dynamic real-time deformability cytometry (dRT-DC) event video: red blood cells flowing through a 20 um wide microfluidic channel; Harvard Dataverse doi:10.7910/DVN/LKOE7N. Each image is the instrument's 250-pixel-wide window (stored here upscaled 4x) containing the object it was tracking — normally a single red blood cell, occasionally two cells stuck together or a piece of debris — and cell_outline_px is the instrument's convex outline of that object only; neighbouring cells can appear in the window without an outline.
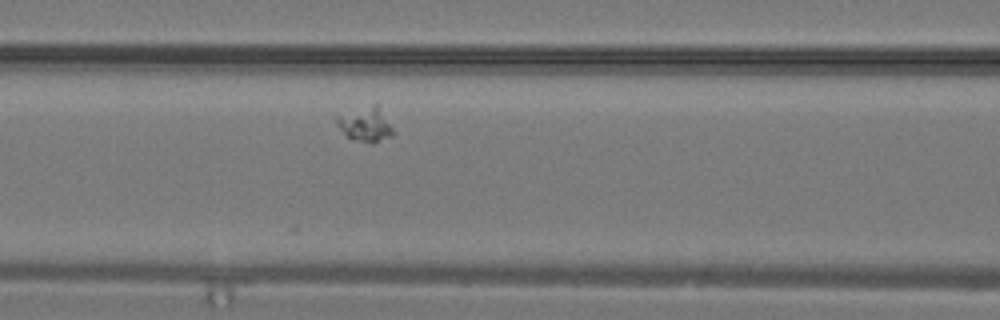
{"species": "common noctule bat (a hibernating species)", "species_latin": "Nyctalus noctula", "temperature_condition": "warm", "stored_images_in_passage": 24, "camera_frame_rate_fps": 3000, "um_per_image_px": 0.085, "animal": {"sex": "male", "body_mass_g": 19.2, "forearm_length_mm": 51.8}, "frame": {"image": 1, "passage_image": 7, "time_ms": 2.0, "image_size_px": [1000, 320], "cell_outline_px": [[392, 136], [372, 144], [348, 136], [336, 124], [336, 116], [376, 104], [392, 128]], "centroid_in_image_um": [31.06, 10.6], "position_along_channel_um": 135.5, "area_um2": 10.58}}
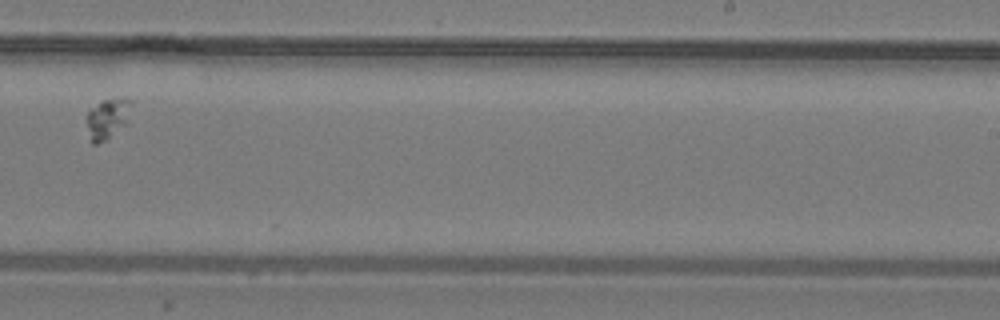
{"frame": {"image": 2, "passage_image": 14, "time_ms": 4.333, "image_size_px": [1000, 320], "cell_outline_px": [[132, 100], [128, 120], [108, 140], [96, 144], [92, 144], [88, 140], [88, 112], [100, 100]], "centroid_in_image_um": [9.11, 10.14], "position_along_channel_um": 279.9, "area_um2": 10.23}}
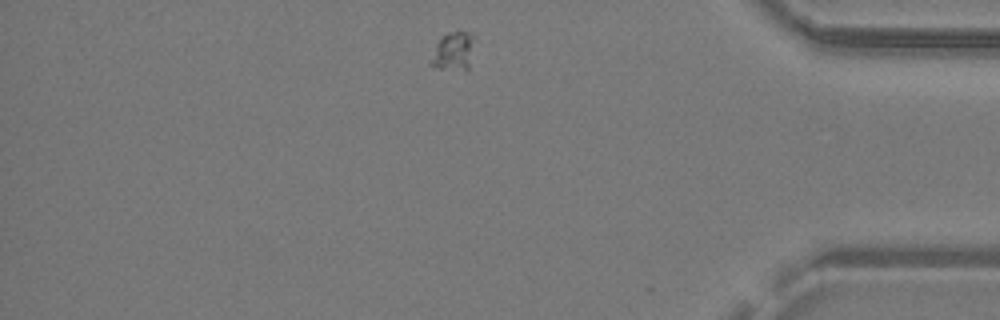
{"frame": {"image": 3, "passage_image": 21, "time_ms": 6.667, "image_size_px": [1000, 320], "cell_outline_px": [[476, 40], [468, 68], [436, 68], [428, 64], [436, 44], [448, 32], [456, 28], [472, 32], [476, 36]], "centroid_in_image_um": [38.58, 4.25], "position_along_channel_um": 396.6, "area_um2": 10.06}}